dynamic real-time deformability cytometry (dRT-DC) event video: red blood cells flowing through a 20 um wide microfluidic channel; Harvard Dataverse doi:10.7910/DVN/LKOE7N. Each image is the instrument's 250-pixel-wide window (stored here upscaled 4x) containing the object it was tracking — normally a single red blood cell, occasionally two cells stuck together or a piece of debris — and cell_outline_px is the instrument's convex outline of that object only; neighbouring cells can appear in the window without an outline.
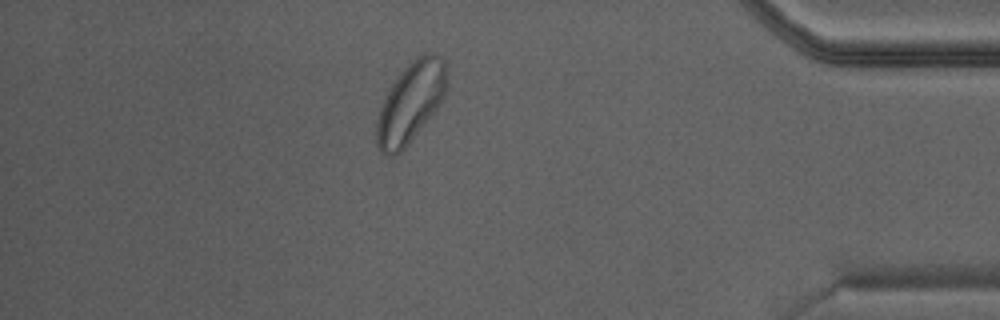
{"species": "Egyptian fruit bat (a non-hibernating species)", "species_latin": "Rousettus aegyptiacus", "temperature_condition": "warm", "stored_images_in_passage": 26, "camera_frame_rate_fps": 3000, "um_per_image_px": 0.085, "animal": {"sex": "male"}, "frame": {"image": 1, "passage_image": 22, "time_ms": 7.0, "image_size_px": [1000, 320], "cell_outline_px": [[448, 80], [444, 96], [436, 108], [404, 148], [396, 156], [388, 156], [380, 152], [376, 144], [376, 124], [380, 108], [388, 88], [400, 72], [416, 56], [424, 52], [432, 52], [444, 60], [448, 72]], "centroid_in_image_um": [34.89, 8.67], "position_along_channel_um": 400.3, "area_um2": 32.77}}